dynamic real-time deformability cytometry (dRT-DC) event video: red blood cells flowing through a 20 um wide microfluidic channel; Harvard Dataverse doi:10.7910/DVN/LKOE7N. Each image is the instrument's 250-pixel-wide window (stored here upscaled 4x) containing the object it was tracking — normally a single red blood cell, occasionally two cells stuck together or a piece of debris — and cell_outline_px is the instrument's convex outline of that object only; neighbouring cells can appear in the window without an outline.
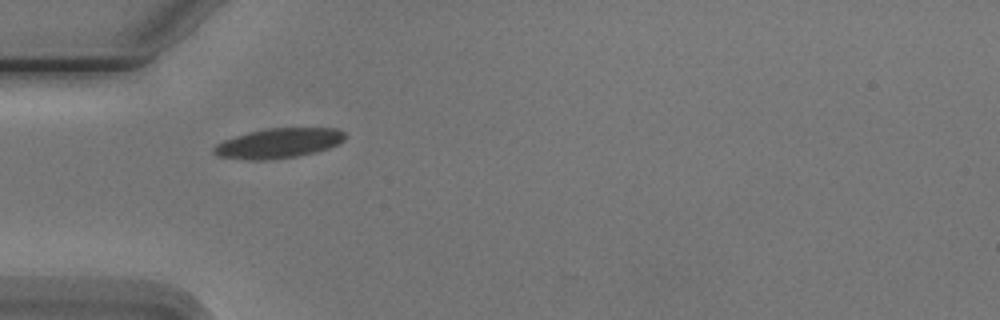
{"species": "Egyptian fruit bat (a non-hibernating species)", "species_latin": "Rousettus aegyptiacus", "temperature_condition": "cold", "stored_images_in_passage": 7, "camera_frame_rate_fps": 3000, "um_per_image_px": 0.085, "animal": {"sex": "male"}, "frame": {"image": 1, "passage_image": 1, "time_ms": 0.0, "image_size_px": [1000, 320], "cell_outline_px": [[344, 140], [328, 148], [316, 152], [296, 156], [260, 160], [256, 160], [216, 156], [212, 152], [212, 148], [216, 144], [224, 140], [248, 132], [268, 128], [336, 128], [344, 132]], "centroid_in_image_um": [23.65, 12.16], "position_along_channel_um": 61.4, "area_um2": 22.54}}
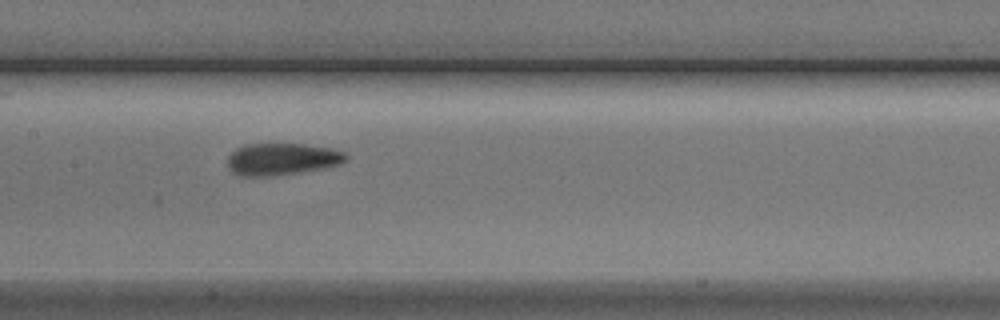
{"frame": {"image": 2, "passage_image": 4, "time_ms": 3.333, "image_size_px": [1000, 320], "cell_outline_px": [[348, 160], [340, 164], [320, 168], [268, 176], [240, 176], [232, 172], [228, 164], [228, 156], [236, 148], [244, 144], [304, 144], [332, 148], [344, 152], [348, 156]], "centroid_in_image_um": [23.96, 13.5], "position_along_channel_um": 183.4, "area_um2": 21.85}}
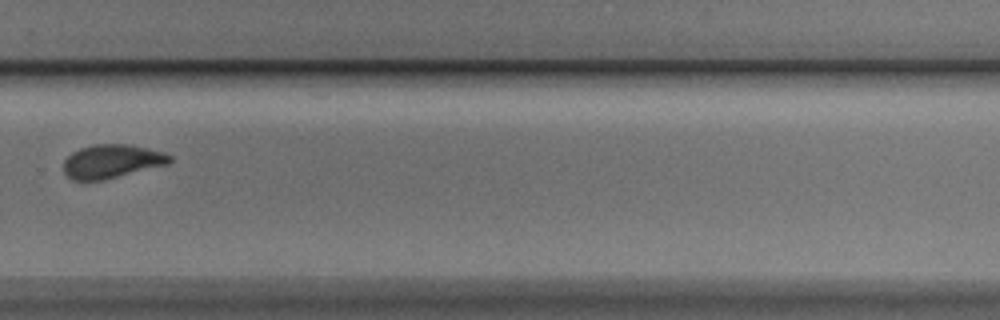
{"frame": {"image": 3, "passage_image": 7, "time_ms": 7.0, "image_size_px": [1000, 320], "cell_outline_px": [[172, 160], [168, 164], [104, 180], [72, 180], [64, 172], [64, 160], [72, 152], [80, 148], [92, 144], [128, 144], [160, 152], [172, 156]], "centroid_in_image_um": [9.47, 13.71], "position_along_channel_um": 320.3, "area_um2": 20.63}}